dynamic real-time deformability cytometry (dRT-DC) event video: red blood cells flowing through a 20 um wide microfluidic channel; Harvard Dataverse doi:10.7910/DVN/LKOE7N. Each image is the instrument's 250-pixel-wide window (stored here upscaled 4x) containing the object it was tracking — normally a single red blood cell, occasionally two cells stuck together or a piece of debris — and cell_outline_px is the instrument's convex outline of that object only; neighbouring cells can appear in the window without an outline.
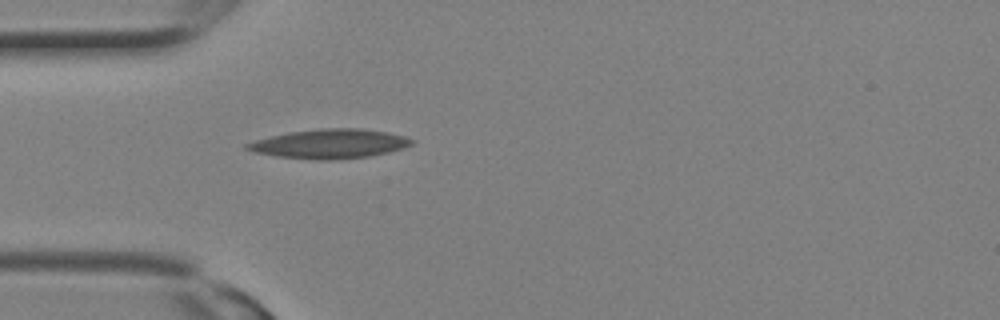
{"species": "Egyptian fruit bat (a non-hibernating species)", "species_latin": "Rousettus aegyptiacus", "temperature_condition": "room temperature", "stored_images_in_passage": 3, "camera_frame_rate_fps": 3000, "um_per_image_px": 0.085, "animal": {"sex": "female"}, "frame": {"image": 1, "passage_image": 1, "time_ms": 0.0, "image_size_px": [1000, 320], "cell_outline_px": [[416, 140], [412, 144], [404, 148], [388, 152], [368, 156], [328, 160], [316, 160], [276, 156], [252, 152], [244, 148], [244, 144], [256, 140], [288, 132], [320, 128], [360, 128], [384, 132], [404, 136]], "centroid_in_image_um": [28.0, 12.22], "position_along_channel_um": 57.0, "area_um2": 28.03}}
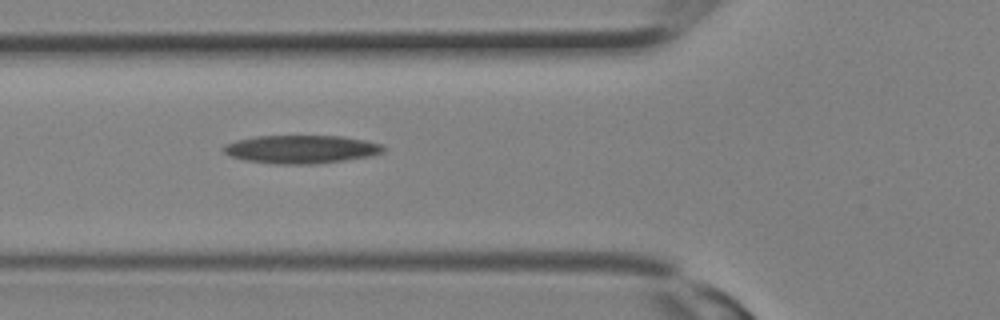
{"frame": {"image": 2, "passage_image": 3, "time_ms": 0.667, "image_size_px": [1000, 320], "cell_outline_px": [[384, 152], [372, 156], [316, 164], [276, 164], [244, 160], [228, 156], [224, 152], [224, 144], [236, 140], [256, 136], [340, 136], [364, 140], [384, 144]], "centroid_in_image_um": [25.6, 12.69], "position_along_channel_um": 100.2, "area_um2": 26.41}}